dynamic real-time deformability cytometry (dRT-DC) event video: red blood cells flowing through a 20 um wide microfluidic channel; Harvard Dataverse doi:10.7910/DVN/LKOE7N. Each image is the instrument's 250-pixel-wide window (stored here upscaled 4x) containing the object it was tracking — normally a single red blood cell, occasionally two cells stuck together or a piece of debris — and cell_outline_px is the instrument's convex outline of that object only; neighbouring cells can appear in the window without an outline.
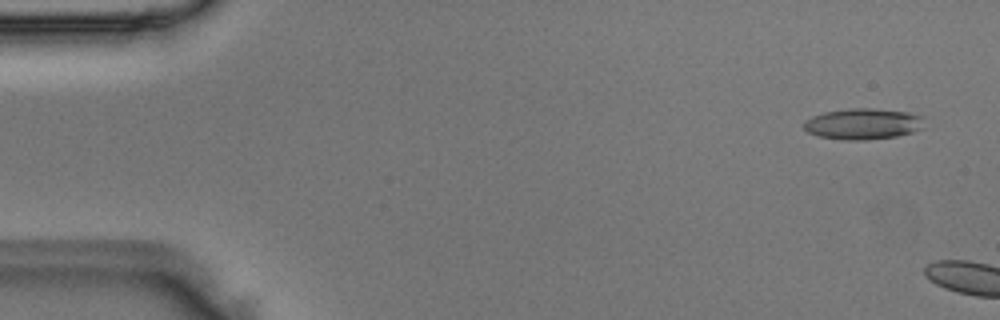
{"species": "Egyptian fruit bat (a non-hibernating species)", "species_latin": "Rousettus aegyptiacus", "temperature_condition": "room temperature", "stored_images_in_passage": 2, "camera_frame_rate_fps": 3000, "um_per_image_px": 0.085, "animal": {"sex": "male"}, "frame": {"image": 1, "passage_image": 1, "time_ms": 0.0, "image_size_px": [1000, 320], "cell_outline_px": [[924, 128], [912, 132], [896, 136], [864, 140], [844, 140], [816, 136], [808, 132], [804, 128], [804, 120], [812, 116], [824, 112], [848, 108], [872, 108], [912, 112], [924, 116]], "centroid_in_image_um": [73.38, 10.52], "position_along_channel_um": 11.6, "area_um2": 22.14}}